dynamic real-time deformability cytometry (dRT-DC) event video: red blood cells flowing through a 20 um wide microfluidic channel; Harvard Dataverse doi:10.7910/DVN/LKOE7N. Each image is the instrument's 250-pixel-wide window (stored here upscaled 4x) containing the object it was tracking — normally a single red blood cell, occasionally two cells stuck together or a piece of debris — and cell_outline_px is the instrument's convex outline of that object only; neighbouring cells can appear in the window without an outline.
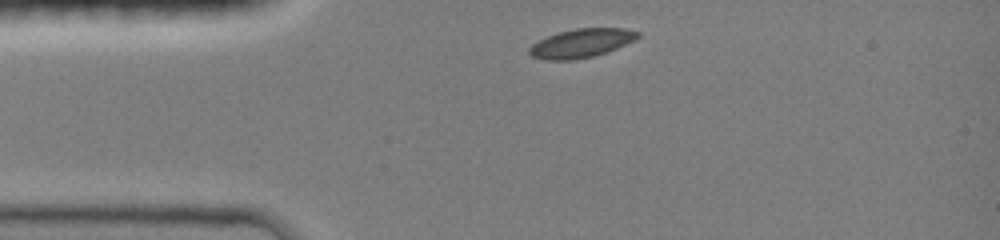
{"species": "common noctule bat (a hibernating species)", "species_latin": "Nyctalus noctula", "temperature_condition": "room temperature", "stored_images_in_passage": 14, "camera_frame_rate_fps": 3000, "um_per_image_px": 0.085, "animal": {"sex": "female", "body_mass_g": 19.0, "forearm_length_mm": 51.5}, "frame": {"image": 1, "passage_image": 1, "time_ms": 0.0, "image_size_px": [1000, 240], "cell_outline_px": [[640, 36], [636, 40], [616, 48], [592, 56], [572, 60], [544, 60], [532, 56], [528, 52], [528, 48], [532, 44], [548, 36], [560, 32], [576, 28], [624, 28], [640, 32]], "centroid_in_image_um": [49.42, 3.67], "position_along_channel_um": 35.6, "area_um2": 18.03}}
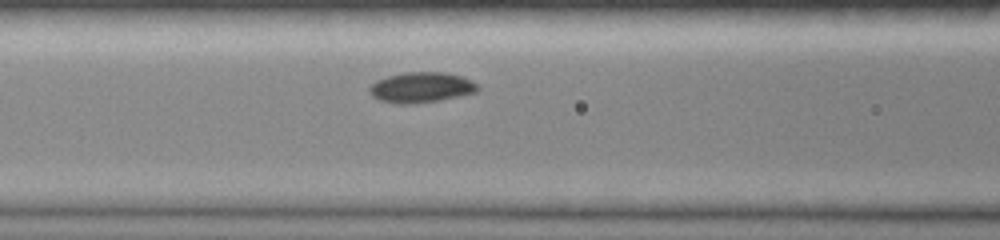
{"frame": {"image": 2, "passage_image": 7, "time_ms": 3.0, "image_size_px": [1000, 240], "cell_outline_px": [[480, 88], [476, 92], [440, 100], [408, 104], [400, 104], [380, 100], [372, 96], [368, 92], [368, 88], [376, 80], [388, 76], [404, 72], [448, 72], [472, 80]], "centroid_in_image_um": [35.79, 7.42], "position_along_channel_um": 130.8, "area_um2": 19.19}}
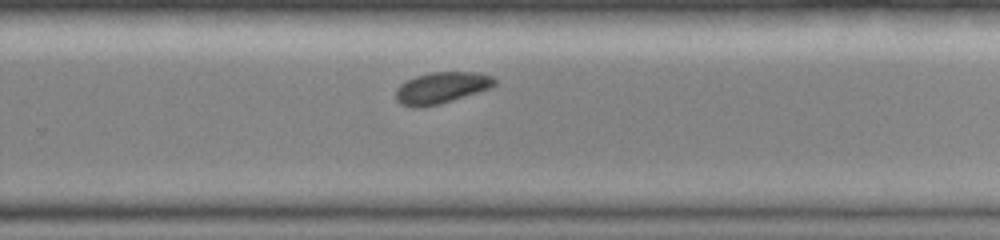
{"frame": {"image": 3, "passage_image": 14, "time_ms": 7.0, "image_size_px": [1000, 240], "cell_outline_px": [[496, 84], [492, 88], [440, 104], [416, 108], [400, 104], [396, 100], [396, 88], [400, 84], [416, 76], [432, 72], [476, 72], [492, 76], [496, 80]], "centroid_in_image_um": [37.53, 7.47], "position_along_channel_um": 292.3, "area_um2": 18.15}}